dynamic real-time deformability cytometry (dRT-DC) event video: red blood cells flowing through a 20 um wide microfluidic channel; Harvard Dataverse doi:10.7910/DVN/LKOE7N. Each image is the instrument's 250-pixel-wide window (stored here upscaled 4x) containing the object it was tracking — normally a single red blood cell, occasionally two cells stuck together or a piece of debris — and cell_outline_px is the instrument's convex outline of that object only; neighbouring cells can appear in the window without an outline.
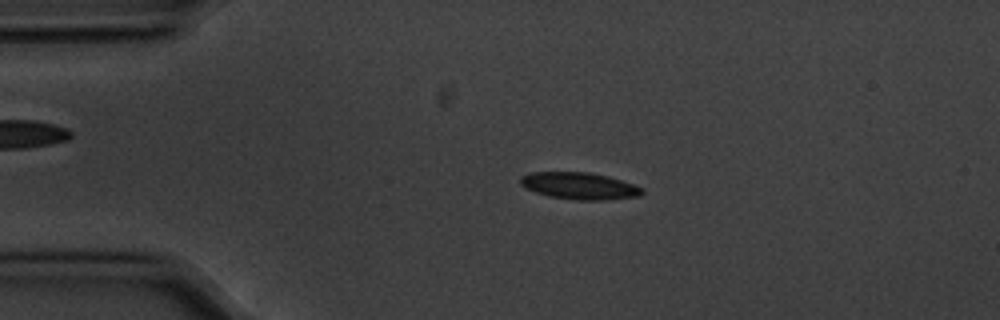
{"species": "common noctule bat (a hibernating species)", "species_latin": "Nyctalus noctula", "temperature_condition": "cold", "stored_images_in_passage": 55, "camera_frame_rate_fps": 3000, "um_per_image_px": 0.085, "animal": {"sex": "male", "body_mass_g": 20.1, "forearm_length_mm": 53.5}, "frame": {"image": 1, "passage_image": 11, "time_ms": 3.333, "image_size_px": [1000, 320], "cell_outline_px": [[644, 192], [640, 196], [608, 200], [572, 200], [548, 196], [524, 188], [520, 184], [520, 176], [532, 172], [588, 172], [608, 176], [644, 188]], "centroid_in_image_um": [49.24, 15.81], "position_along_channel_um": 35.8, "area_um2": 19.25}}
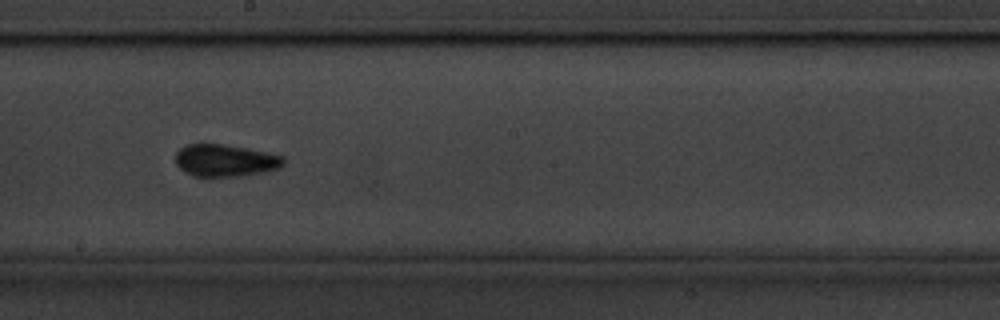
{"frame": {"image": 2, "passage_image": 30, "time_ms": 9.667, "image_size_px": [1000, 320], "cell_outline_px": [[284, 164], [280, 168], [264, 172], [240, 176], [196, 176], [180, 168], [176, 164], [176, 152], [180, 148], [188, 144], [224, 144], [248, 148], [284, 156]], "centroid_in_image_um": [19.18, 13.63], "position_along_channel_um": 229.0, "area_um2": 20.17}}
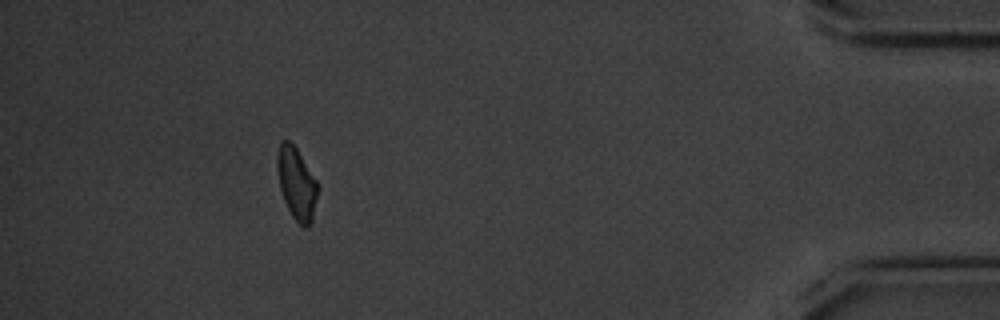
{"frame": {"image": 3, "passage_image": 50, "time_ms": 16.333, "image_size_px": [1000, 320], "cell_outline_px": [[316, 196], [312, 220], [308, 228], [304, 228], [292, 216], [284, 200], [280, 188], [276, 164], [276, 156], [280, 140], [288, 140], [296, 148], [316, 180]], "centroid_in_image_um": [25.17, 15.58], "position_along_channel_um": 410.0, "area_um2": 16.65}, "authors_computed_cell_mechanics": {"area_um2": 18.0914, "velocity_mm_per_s": 3.565, "shape_relaxation_time_tau1_ms": 3.2236, "shape_relaxation_time_tau2_ms": 7.5809, "deformation_change_tau1": 0.078, "deformation_change_tau2": 0.1291}}